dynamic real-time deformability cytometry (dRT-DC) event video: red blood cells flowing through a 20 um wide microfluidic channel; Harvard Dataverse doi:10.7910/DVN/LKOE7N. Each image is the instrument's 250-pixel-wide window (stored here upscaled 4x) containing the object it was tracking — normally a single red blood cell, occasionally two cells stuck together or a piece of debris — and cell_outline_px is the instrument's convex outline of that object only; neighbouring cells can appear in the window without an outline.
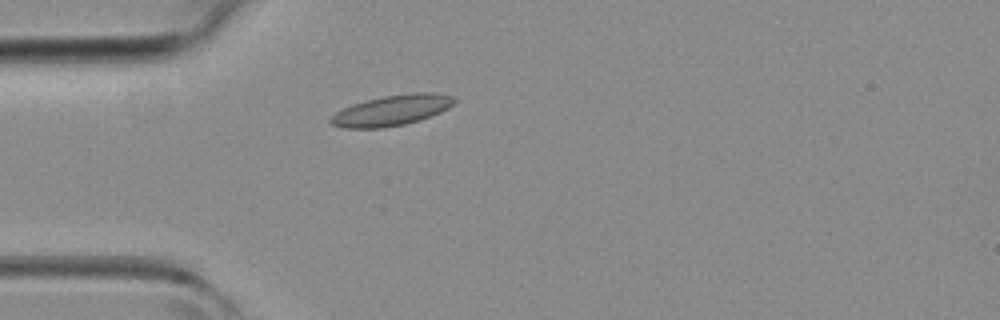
{"species": "common noctule bat (a hibernating species)", "species_latin": "Nyctalus noctula", "temperature_condition": "room temperature", "stored_images_in_passage": 32, "camera_frame_rate_fps": 3000, "um_per_image_px": 0.085, "animal": {"sex": "female", "body_mass_g": 19.3, "forearm_length_mm": 54.1}, "frame": {"image": 1, "passage_image": 1, "time_ms": 0.0, "image_size_px": [1000, 320], "cell_outline_px": [[456, 100], [448, 108], [440, 112], [420, 120], [404, 124], [380, 128], [344, 128], [332, 124], [328, 120], [336, 112], [352, 104], [384, 96], [412, 92], [432, 92], [452, 96]], "centroid_in_image_um": [33.3, 9.37], "position_along_channel_um": 51.7, "area_um2": 21.79}}
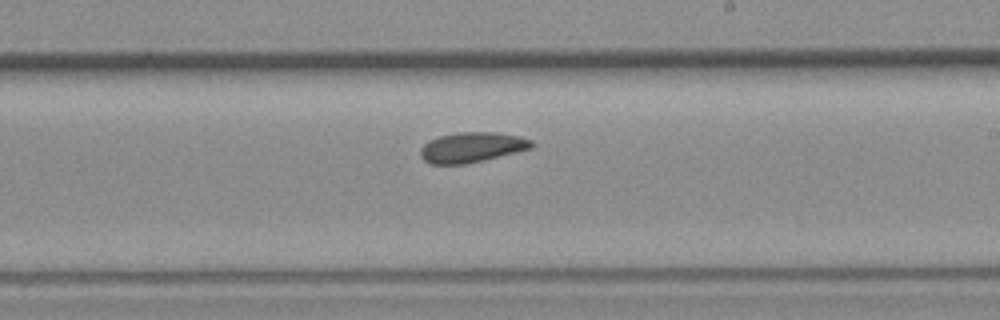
{"frame": {"image": 2, "passage_image": 14, "time_ms": 4.333, "image_size_px": [1000, 320], "cell_outline_px": [[532, 148], [484, 160], [464, 164], [432, 164], [424, 160], [420, 156], [420, 152], [424, 144], [428, 140], [440, 136], [460, 132], [496, 132], [516, 136], [532, 140]], "centroid_in_image_um": [40.08, 12.52], "position_along_channel_um": 248.9, "area_um2": 19.31}}
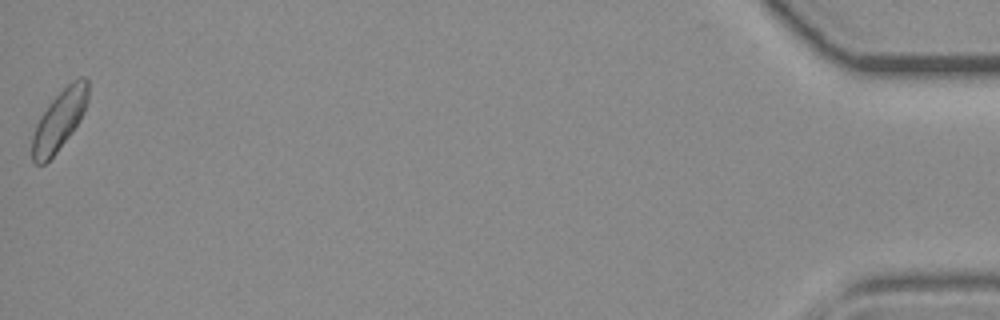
{"frame": {"image": 3, "passage_image": 32, "time_ms": 10.333, "image_size_px": [1000, 320], "cell_outline_px": [[88, 100], [84, 112], [80, 120], [72, 132], [56, 152], [44, 164], [36, 164], [32, 160], [32, 136], [36, 124], [40, 116], [48, 104], [72, 80], [80, 76], [84, 76], [88, 80]], "centroid_in_image_um": [5.05, 10.19], "position_along_channel_um": 430.2, "area_um2": 19.48}}